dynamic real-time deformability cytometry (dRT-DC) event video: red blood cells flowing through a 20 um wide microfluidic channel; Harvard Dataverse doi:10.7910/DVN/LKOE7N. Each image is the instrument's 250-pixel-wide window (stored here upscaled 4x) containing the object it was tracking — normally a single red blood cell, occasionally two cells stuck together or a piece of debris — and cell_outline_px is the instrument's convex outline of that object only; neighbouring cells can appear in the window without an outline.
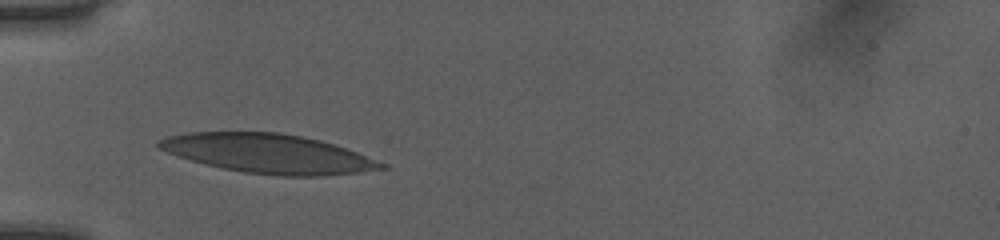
{"species": "human", "species_latin": "Homo sapiens", "temperature_condition": "room temperature", "stored_images_in_passage": 22, "camera_frame_rate_fps": 3000, "um_per_image_px": 0.085, "donor": {"sex": "female"}, "frame": {"image": 1, "passage_image": 1, "time_ms": 0.0, "image_size_px": [1000, 240], "cell_outline_px": [[388, 168], [360, 172], [316, 176], [280, 176], [244, 172], [204, 164], [156, 148], [156, 140], [168, 136], [188, 132], [280, 132], [320, 140], [356, 152], [388, 164]], "centroid_in_image_um": [22.79, 13.05], "position_along_channel_um": 62.2, "area_um2": 50.52}}
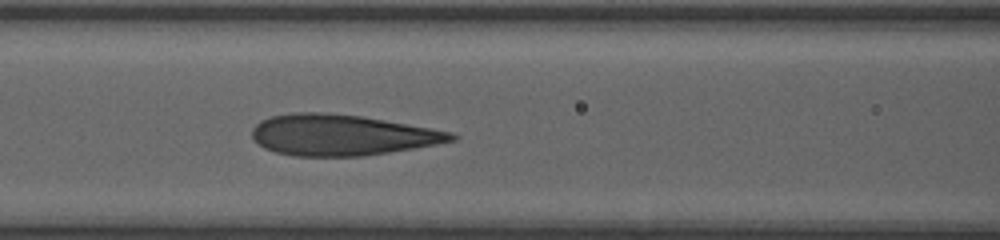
{"frame": {"image": 2, "passage_image": 7, "time_ms": 2.0, "image_size_px": [1000, 240], "cell_outline_px": [[460, 136], [456, 140], [436, 144], [364, 156], [296, 156], [276, 152], [264, 148], [252, 136], [252, 128], [260, 120], [272, 116], [292, 112], [324, 112], [360, 116], [384, 120], [452, 132]], "centroid_in_image_um": [29.02, 11.47], "position_along_channel_um": 137.6, "area_um2": 47.22}}
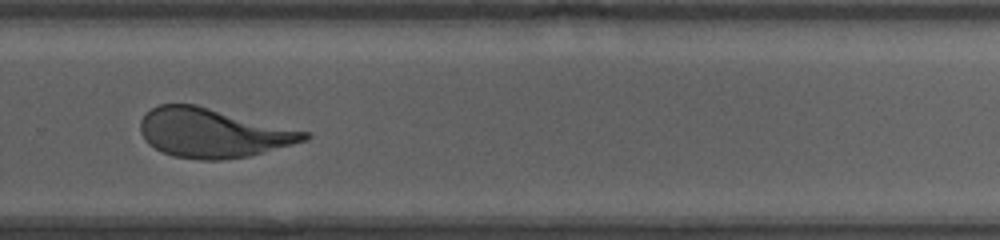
{"frame": {"image": 3, "passage_image": 20, "time_ms": 6.333, "image_size_px": [1000, 240], "cell_outline_px": [[312, 136], [308, 140], [248, 156], [224, 160], [200, 160], [176, 156], [164, 152], [148, 144], [144, 140], [140, 132], [140, 120], [152, 108], [160, 104], [196, 104], [308, 132]], "centroid_in_image_um": [18.08, 11.3], "position_along_channel_um": 311.7, "area_um2": 46.76}}